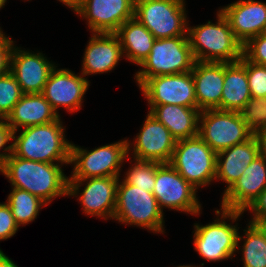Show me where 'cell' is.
<instances>
[{"instance_id":"cell-23","label":"cell","mask_w":266,"mask_h":267,"mask_svg":"<svg viewBox=\"0 0 266 267\" xmlns=\"http://www.w3.org/2000/svg\"><path fill=\"white\" fill-rule=\"evenodd\" d=\"M59 117L60 115L54 111L42 93H31L21 96L5 121L16 133L20 131L21 127L24 129L48 124L56 121Z\"/></svg>"},{"instance_id":"cell-38","label":"cell","mask_w":266,"mask_h":267,"mask_svg":"<svg viewBox=\"0 0 266 267\" xmlns=\"http://www.w3.org/2000/svg\"><path fill=\"white\" fill-rule=\"evenodd\" d=\"M258 141L259 154L266 158V128L254 135Z\"/></svg>"},{"instance_id":"cell-11","label":"cell","mask_w":266,"mask_h":267,"mask_svg":"<svg viewBox=\"0 0 266 267\" xmlns=\"http://www.w3.org/2000/svg\"><path fill=\"white\" fill-rule=\"evenodd\" d=\"M197 190L186 181L169 163H162L156 171L153 195L160 209L164 208L200 215L201 204Z\"/></svg>"},{"instance_id":"cell-9","label":"cell","mask_w":266,"mask_h":267,"mask_svg":"<svg viewBox=\"0 0 266 267\" xmlns=\"http://www.w3.org/2000/svg\"><path fill=\"white\" fill-rule=\"evenodd\" d=\"M186 15L184 0H135L134 18L155 39L188 36Z\"/></svg>"},{"instance_id":"cell-2","label":"cell","mask_w":266,"mask_h":267,"mask_svg":"<svg viewBox=\"0 0 266 267\" xmlns=\"http://www.w3.org/2000/svg\"><path fill=\"white\" fill-rule=\"evenodd\" d=\"M60 118L24 128L18 136L14 132L12 153L37 162L70 164L71 142L65 138V127Z\"/></svg>"},{"instance_id":"cell-5","label":"cell","mask_w":266,"mask_h":267,"mask_svg":"<svg viewBox=\"0 0 266 267\" xmlns=\"http://www.w3.org/2000/svg\"><path fill=\"white\" fill-rule=\"evenodd\" d=\"M220 210H215L217 218L214 222L204 226L199 223L194 224L195 251L202 258L212 262L228 260L236 255L234 253L238 251L237 236L239 227H237V223L236 225H232V223L244 213L223 208ZM225 219H229V222L231 220L232 223L228 224Z\"/></svg>"},{"instance_id":"cell-1","label":"cell","mask_w":266,"mask_h":267,"mask_svg":"<svg viewBox=\"0 0 266 267\" xmlns=\"http://www.w3.org/2000/svg\"><path fill=\"white\" fill-rule=\"evenodd\" d=\"M62 165L19 158L12 153L0 167V173L11 186L38 196L49 205L56 197L68 196V177Z\"/></svg>"},{"instance_id":"cell-20","label":"cell","mask_w":266,"mask_h":267,"mask_svg":"<svg viewBox=\"0 0 266 267\" xmlns=\"http://www.w3.org/2000/svg\"><path fill=\"white\" fill-rule=\"evenodd\" d=\"M83 76L107 73L113 70L122 58L123 50L116 33H92L83 55Z\"/></svg>"},{"instance_id":"cell-7","label":"cell","mask_w":266,"mask_h":267,"mask_svg":"<svg viewBox=\"0 0 266 267\" xmlns=\"http://www.w3.org/2000/svg\"><path fill=\"white\" fill-rule=\"evenodd\" d=\"M217 154L197 135L178 140L170 165L196 189L215 180Z\"/></svg>"},{"instance_id":"cell-13","label":"cell","mask_w":266,"mask_h":267,"mask_svg":"<svg viewBox=\"0 0 266 267\" xmlns=\"http://www.w3.org/2000/svg\"><path fill=\"white\" fill-rule=\"evenodd\" d=\"M150 109L155 105H180L197 108L192 73L160 75L149 78L141 87Z\"/></svg>"},{"instance_id":"cell-37","label":"cell","mask_w":266,"mask_h":267,"mask_svg":"<svg viewBox=\"0 0 266 267\" xmlns=\"http://www.w3.org/2000/svg\"><path fill=\"white\" fill-rule=\"evenodd\" d=\"M254 214L251 220L266 218V188L259 194L253 203L245 210Z\"/></svg>"},{"instance_id":"cell-34","label":"cell","mask_w":266,"mask_h":267,"mask_svg":"<svg viewBox=\"0 0 266 267\" xmlns=\"http://www.w3.org/2000/svg\"><path fill=\"white\" fill-rule=\"evenodd\" d=\"M18 229L19 225L16 223L9 205L6 202L0 203V241L11 238Z\"/></svg>"},{"instance_id":"cell-8","label":"cell","mask_w":266,"mask_h":267,"mask_svg":"<svg viewBox=\"0 0 266 267\" xmlns=\"http://www.w3.org/2000/svg\"><path fill=\"white\" fill-rule=\"evenodd\" d=\"M128 140L97 147L91 151L71 143L70 164L73 171L68 179L120 177L124 159L128 158Z\"/></svg>"},{"instance_id":"cell-30","label":"cell","mask_w":266,"mask_h":267,"mask_svg":"<svg viewBox=\"0 0 266 267\" xmlns=\"http://www.w3.org/2000/svg\"><path fill=\"white\" fill-rule=\"evenodd\" d=\"M22 95L20 85L10 71L0 76V119L7 118Z\"/></svg>"},{"instance_id":"cell-15","label":"cell","mask_w":266,"mask_h":267,"mask_svg":"<svg viewBox=\"0 0 266 267\" xmlns=\"http://www.w3.org/2000/svg\"><path fill=\"white\" fill-rule=\"evenodd\" d=\"M55 68L50 72L42 94L59 115L58 108L73 113L80 110L83 97L89 88V80L69 69Z\"/></svg>"},{"instance_id":"cell-3","label":"cell","mask_w":266,"mask_h":267,"mask_svg":"<svg viewBox=\"0 0 266 267\" xmlns=\"http://www.w3.org/2000/svg\"><path fill=\"white\" fill-rule=\"evenodd\" d=\"M187 34L195 61L233 63L243 56V45L220 10L216 23L188 25Z\"/></svg>"},{"instance_id":"cell-41","label":"cell","mask_w":266,"mask_h":267,"mask_svg":"<svg viewBox=\"0 0 266 267\" xmlns=\"http://www.w3.org/2000/svg\"><path fill=\"white\" fill-rule=\"evenodd\" d=\"M84 0H59L64 5L72 9L74 12L75 10L83 3Z\"/></svg>"},{"instance_id":"cell-22","label":"cell","mask_w":266,"mask_h":267,"mask_svg":"<svg viewBox=\"0 0 266 267\" xmlns=\"http://www.w3.org/2000/svg\"><path fill=\"white\" fill-rule=\"evenodd\" d=\"M258 155L259 146L255 136L244 143L217 153L215 179L227 184L224 193L234 185L243 171Z\"/></svg>"},{"instance_id":"cell-6","label":"cell","mask_w":266,"mask_h":267,"mask_svg":"<svg viewBox=\"0 0 266 267\" xmlns=\"http://www.w3.org/2000/svg\"><path fill=\"white\" fill-rule=\"evenodd\" d=\"M163 215L153 193L119 180L114 220L163 234Z\"/></svg>"},{"instance_id":"cell-28","label":"cell","mask_w":266,"mask_h":267,"mask_svg":"<svg viewBox=\"0 0 266 267\" xmlns=\"http://www.w3.org/2000/svg\"><path fill=\"white\" fill-rule=\"evenodd\" d=\"M243 231L244 237L238 233L237 249L240 250L239 242L244 239L241 249L244 267H266V238L251 222Z\"/></svg>"},{"instance_id":"cell-21","label":"cell","mask_w":266,"mask_h":267,"mask_svg":"<svg viewBox=\"0 0 266 267\" xmlns=\"http://www.w3.org/2000/svg\"><path fill=\"white\" fill-rule=\"evenodd\" d=\"M195 83L197 108L221 110L224 62L195 61L191 71Z\"/></svg>"},{"instance_id":"cell-27","label":"cell","mask_w":266,"mask_h":267,"mask_svg":"<svg viewBox=\"0 0 266 267\" xmlns=\"http://www.w3.org/2000/svg\"><path fill=\"white\" fill-rule=\"evenodd\" d=\"M6 203L19 227L34 221L41 208L48 205L38 196L15 187H12V192L8 195Z\"/></svg>"},{"instance_id":"cell-43","label":"cell","mask_w":266,"mask_h":267,"mask_svg":"<svg viewBox=\"0 0 266 267\" xmlns=\"http://www.w3.org/2000/svg\"><path fill=\"white\" fill-rule=\"evenodd\" d=\"M177 267H196V266H192V265H186V266L183 265V266H182V265H179V266H177ZM199 267H200V266H199Z\"/></svg>"},{"instance_id":"cell-25","label":"cell","mask_w":266,"mask_h":267,"mask_svg":"<svg viewBox=\"0 0 266 267\" xmlns=\"http://www.w3.org/2000/svg\"><path fill=\"white\" fill-rule=\"evenodd\" d=\"M115 33L120 40L123 55L138 66L150 54L156 40L153 34L134 17L124 22Z\"/></svg>"},{"instance_id":"cell-17","label":"cell","mask_w":266,"mask_h":267,"mask_svg":"<svg viewBox=\"0 0 266 267\" xmlns=\"http://www.w3.org/2000/svg\"><path fill=\"white\" fill-rule=\"evenodd\" d=\"M54 63L43 53L13 47L10 58V72L20 85L23 94L42 93Z\"/></svg>"},{"instance_id":"cell-10","label":"cell","mask_w":266,"mask_h":267,"mask_svg":"<svg viewBox=\"0 0 266 267\" xmlns=\"http://www.w3.org/2000/svg\"><path fill=\"white\" fill-rule=\"evenodd\" d=\"M199 124L198 135L216 154L254 136L237 111H200Z\"/></svg>"},{"instance_id":"cell-24","label":"cell","mask_w":266,"mask_h":267,"mask_svg":"<svg viewBox=\"0 0 266 267\" xmlns=\"http://www.w3.org/2000/svg\"><path fill=\"white\" fill-rule=\"evenodd\" d=\"M148 112L168 128L176 141L198 135V108L164 104L155 105Z\"/></svg>"},{"instance_id":"cell-31","label":"cell","mask_w":266,"mask_h":267,"mask_svg":"<svg viewBox=\"0 0 266 267\" xmlns=\"http://www.w3.org/2000/svg\"><path fill=\"white\" fill-rule=\"evenodd\" d=\"M239 113L255 135L266 128V97H251Z\"/></svg>"},{"instance_id":"cell-40","label":"cell","mask_w":266,"mask_h":267,"mask_svg":"<svg viewBox=\"0 0 266 267\" xmlns=\"http://www.w3.org/2000/svg\"><path fill=\"white\" fill-rule=\"evenodd\" d=\"M266 238V218H259L257 220H250Z\"/></svg>"},{"instance_id":"cell-29","label":"cell","mask_w":266,"mask_h":267,"mask_svg":"<svg viewBox=\"0 0 266 267\" xmlns=\"http://www.w3.org/2000/svg\"><path fill=\"white\" fill-rule=\"evenodd\" d=\"M133 161L134 164L126 172L123 181L152 193L155 186L156 171L162 163L134 158Z\"/></svg>"},{"instance_id":"cell-4","label":"cell","mask_w":266,"mask_h":267,"mask_svg":"<svg viewBox=\"0 0 266 267\" xmlns=\"http://www.w3.org/2000/svg\"><path fill=\"white\" fill-rule=\"evenodd\" d=\"M194 63L188 36L156 39L150 54L139 65L142 69L135 73L136 83L140 88L155 76L190 72Z\"/></svg>"},{"instance_id":"cell-12","label":"cell","mask_w":266,"mask_h":267,"mask_svg":"<svg viewBox=\"0 0 266 267\" xmlns=\"http://www.w3.org/2000/svg\"><path fill=\"white\" fill-rule=\"evenodd\" d=\"M119 179V177L68 179V196L77 197L76 195L80 194L77 199L83 207L84 214L104 220L113 219ZM84 184L83 191L79 193L80 187Z\"/></svg>"},{"instance_id":"cell-16","label":"cell","mask_w":266,"mask_h":267,"mask_svg":"<svg viewBox=\"0 0 266 267\" xmlns=\"http://www.w3.org/2000/svg\"><path fill=\"white\" fill-rule=\"evenodd\" d=\"M135 0H84L75 13L87 20L91 33H115L134 17Z\"/></svg>"},{"instance_id":"cell-19","label":"cell","mask_w":266,"mask_h":267,"mask_svg":"<svg viewBox=\"0 0 266 267\" xmlns=\"http://www.w3.org/2000/svg\"><path fill=\"white\" fill-rule=\"evenodd\" d=\"M235 38L244 46L251 38L266 32V3L238 0L220 9Z\"/></svg>"},{"instance_id":"cell-39","label":"cell","mask_w":266,"mask_h":267,"mask_svg":"<svg viewBox=\"0 0 266 267\" xmlns=\"http://www.w3.org/2000/svg\"><path fill=\"white\" fill-rule=\"evenodd\" d=\"M0 267H18L11 258L6 256L2 250H0Z\"/></svg>"},{"instance_id":"cell-18","label":"cell","mask_w":266,"mask_h":267,"mask_svg":"<svg viewBox=\"0 0 266 267\" xmlns=\"http://www.w3.org/2000/svg\"><path fill=\"white\" fill-rule=\"evenodd\" d=\"M266 188V158L258 155L234 185L223 193L221 208L244 212Z\"/></svg>"},{"instance_id":"cell-32","label":"cell","mask_w":266,"mask_h":267,"mask_svg":"<svg viewBox=\"0 0 266 267\" xmlns=\"http://www.w3.org/2000/svg\"><path fill=\"white\" fill-rule=\"evenodd\" d=\"M239 61L246 67L251 97H266V66L250 62L244 56Z\"/></svg>"},{"instance_id":"cell-36","label":"cell","mask_w":266,"mask_h":267,"mask_svg":"<svg viewBox=\"0 0 266 267\" xmlns=\"http://www.w3.org/2000/svg\"><path fill=\"white\" fill-rule=\"evenodd\" d=\"M14 47V41L0 31V76L10 71V58Z\"/></svg>"},{"instance_id":"cell-35","label":"cell","mask_w":266,"mask_h":267,"mask_svg":"<svg viewBox=\"0 0 266 267\" xmlns=\"http://www.w3.org/2000/svg\"><path fill=\"white\" fill-rule=\"evenodd\" d=\"M13 133V129L7 124V122L3 119H0V150H3L2 153L0 152V167L12 154L13 143H10L8 146H6V144H8L11 140L13 141Z\"/></svg>"},{"instance_id":"cell-42","label":"cell","mask_w":266,"mask_h":267,"mask_svg":"<svg viewBox=\"0 0 266 267\" xmlns=\"http://www.w3.org/2000/svg\"><path fill=\"white\" fill-rule=\"evenodd\" d=\"M6 2H7V0H0V10H1V8L4 7Z\"/></svg>"},{"instance_id":"cell-33","label":"cell","mask_w":266,"mask_h":267,"mask_svg":"<svg viewBox=\"0 0 266 267\" xmlns=\"http://www.w3.org/2000/svg\"><path fill=\"white\" fill-rule=\"evenodd\" d=\"M243 56L250 62L266 66V32L251 38L243 46Z\"/></svg>"},{"instance_id":"cell-14","label":"cell","mask_w":266,"mask_h":267,"mask_svg":"<svg viewBox=\"0 0 266 267\" xmlns=\"http://www.w3.org/2000/svg\"><path fill=\"white\" fill-rule=\"evenodd\" d=\"M136 135L133 143L128 140V156L132 150L134 159L170 163L177 141L168 128L149 112Z\"/></svg>"},{"instance_id":"cell-26","label":"cell","mask_w":266,"mask_h":267,"mask_svg":"<svg viewBox=\"0 0 266 267\" xmlns=\"http://www.w3.org/2000/svg\"><path fill=\"white\" fill-rule=\"evenodd\" d=\"M251 98L246 67L240 62H224L221 110L239 112Z\"/></svg>"}]
</instances>
